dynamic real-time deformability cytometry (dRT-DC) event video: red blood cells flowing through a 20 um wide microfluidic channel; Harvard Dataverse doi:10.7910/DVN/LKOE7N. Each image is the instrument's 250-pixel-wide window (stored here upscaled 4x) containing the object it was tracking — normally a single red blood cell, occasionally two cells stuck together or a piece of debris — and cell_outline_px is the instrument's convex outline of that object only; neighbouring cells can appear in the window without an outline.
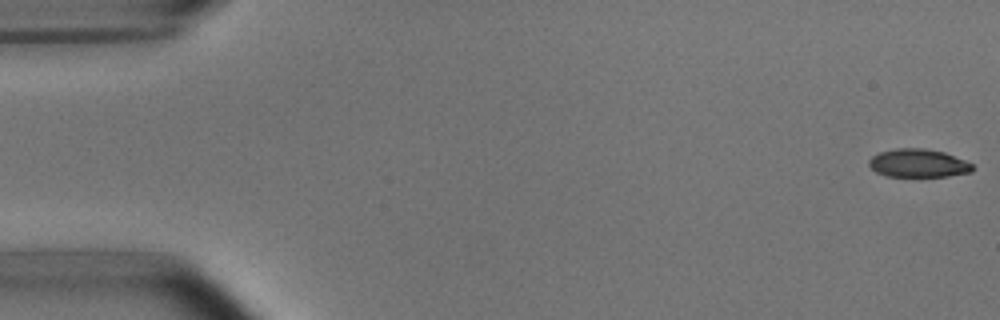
{"species": "common noctule bat (a hibernating species)", "species_latin": "Nyctalus noctula", "temperature_condition": "room temperature", "stored_images_in_passage": 52, "camera_frame_rate_fps": 3000, "um_per_image_px": 0.085, "animal": {"sex": "male", "body_mass_g": 15.6}, "frame": {"image": 1, "passage_image": 1, "time_ms": 0.0, "image_size_px": [1000, 320], "cell_outline_px": [[976, 168], [972, 172], [948, 176], [888, 176], [876, 172], [868, 164], [868, 160], [872, 156], [880, 152], [896, 148], [924, 148], [944, 152], [964, 160], [972, 164]], "centroid_in_image_um": [78.07, 13.87], "position_along_channel_um": 6.9, "area_um2": 17.05}}
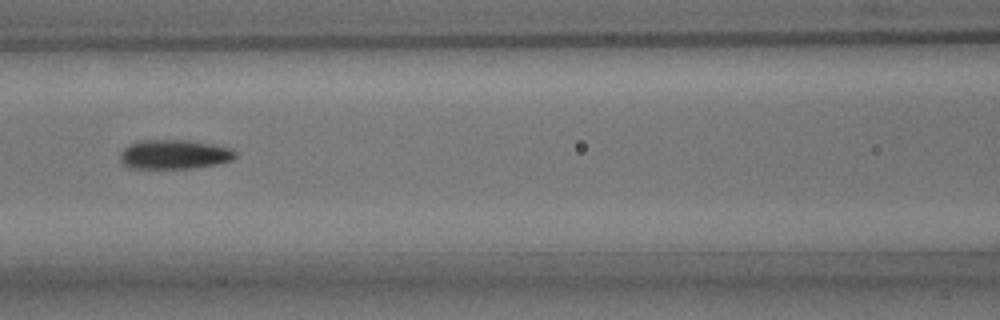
{"frame": {"image": 2, "passage_image": 23, "time_ms": 7.333, "image_size_px": [1000, 320], "cell_outline_px": [[236, 156], [232, 160], [216, 164], [192, 168], [128, 168], [120, 160], [120, 152], [128, 144], [140, 140], [184, 140], [212, 144], [232, 148], [236, 152]], "centroid_in_image_um": [14.79, 13.12], "position_along_channel_um": 151.8, "area_um2": 19.71}}
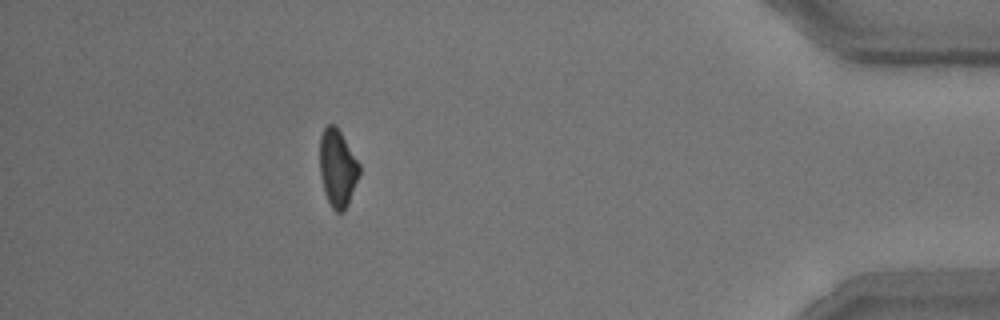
{"frame": {"image": 3, "passage_image": 47, "time_ms": 15.333, "image_size_px": [1000, 320], "cell_outline_px": [[360, 172], [348, 204], [344, 212], [336, 212], [332, 208], [324, 192], [320, 176], [320, 136], [324, 128], [328, 124], [336, 124], [360, 164]], "centroid_in_image_um": [28.69, 14.27], "position_along_channel_um": 406.5, "area_um2": 17.92}, "authors_computed_cell_mechanics": {"area_um2": 18.6116, "velocity_mm_per_s": 3.8176, "shape_relaxation_time_tau1_ms": 4.3065, "shape_relaxation_time_tau2_ms": 2.0298, "deformation_change_tau1": 0.1475, "deformation_change_tau2": 0.079}}